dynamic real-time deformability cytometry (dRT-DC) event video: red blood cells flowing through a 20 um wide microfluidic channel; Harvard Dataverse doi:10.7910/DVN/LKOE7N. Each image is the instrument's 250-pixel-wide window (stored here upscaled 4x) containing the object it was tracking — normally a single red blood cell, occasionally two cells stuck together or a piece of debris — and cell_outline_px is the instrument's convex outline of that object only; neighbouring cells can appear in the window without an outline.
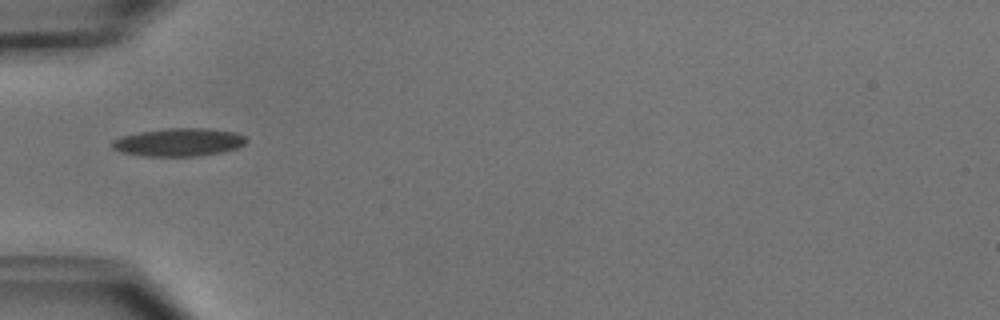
{"species": "common noctule bat (a hibernating species)", "species_latin": "Nyctalus noctula", "temperature_condition": "cold", "stored_images_in_passage": 3, "camera_frame_rate_fps": 3000, "um_per_image_px": 0.085, "animal": {"sex": "male", "body_mass_g": 15.6}, "frame": {"image": 1, "passage_image": 3, "time_ms": 2.333, "image_size_px": [1000, 320], "cell_outline_px": [[248, 140], [244, 144], [236, 148], [220, 152], [196, 156], [144, 156], [120, 152], [112, 148], [112, 140], [120, 136], [140, 132], [168, 128], [204, 128], [236, 132], [248, 136]], "centroid_in_image_um": [15.2, 12.08], "position_along_channel_um": 69.8, "area_um2": 21.96}}